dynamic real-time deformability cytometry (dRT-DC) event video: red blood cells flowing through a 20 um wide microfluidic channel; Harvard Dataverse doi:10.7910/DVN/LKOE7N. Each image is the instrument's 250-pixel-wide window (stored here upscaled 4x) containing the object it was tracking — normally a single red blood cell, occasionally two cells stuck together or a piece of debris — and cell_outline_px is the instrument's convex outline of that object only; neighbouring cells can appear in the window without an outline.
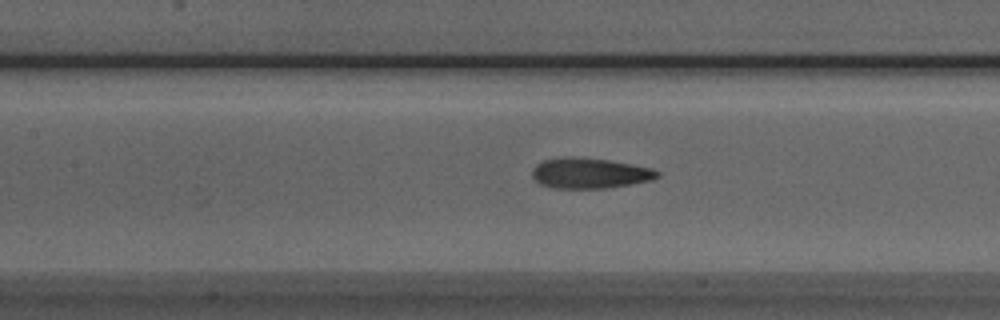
{"species": "Egyptian fruit bat (a non-hibernating species)", "species_latin": "Rousettus aegyptiacus", "temperature_condition": "room temperature", "stored_images_in_passage": 44, "camera_frame_rate_fps": 3000, "um_per_image_px": 0.085, "animal": {"sex": "male"}, "frame": {"image": 1, "passage_image": 22, "time_ms": 7.0, "image_size_px": [1000, 320], "cell_outline_px": [[660, 176], [652, 180], [632, 184], [608, 188], [552, 188], [540, 184], [532, 176], [532, 168], [536, 164], [544, 160], [564, 156], [572, 156], [608, 160], [632, 164], [652, 168], [660, 172]], "centroid_in_image_um": [50.13, 14.72], "position_along_channel_um": 157.3, "area_um2": 22.43}}
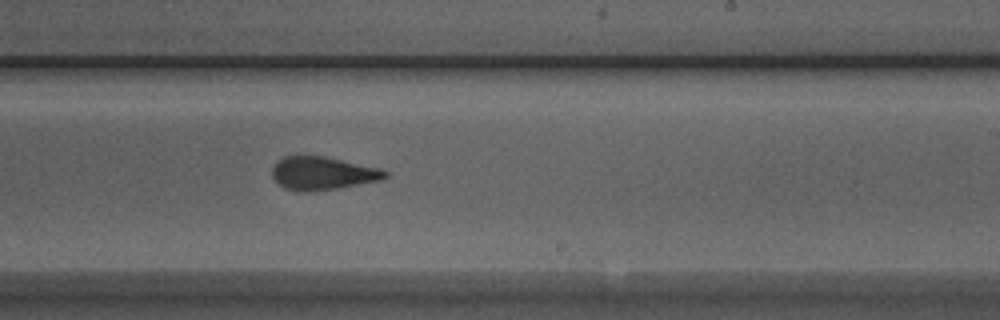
{"frame": {"image": 2, "passage_image": 30, "time_ms": 9.667, "image_size_px": [1000, 320], "cell_outline_px": [[388, 176], [380, 180], [336, 188], [312, 192], [300, 192], [284, 188], [272, 176], [272, 168], [284, 156], [324, 156], [380, 168], [388, 172]], "centroid_in_image_um": [27.42, 14.74], "position_along_channel_um": 261.6, "area_um2": 21.62}}
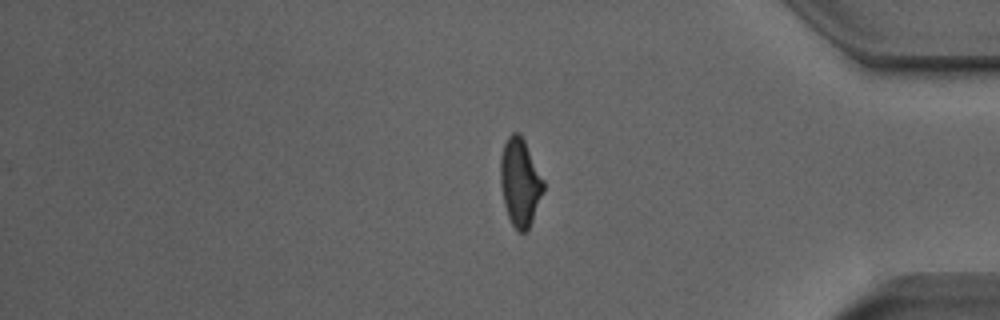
{"frame": {"image": 3, "passage_image": 42, "time_ms": 13.667, "image_size_px": [1000, 320], "cell_outline_px": [[544, 188], [528, 232], [520, 232], [512, 224], [508, 216], [504, 204], [500, 184], [500, 160], [504, 144], [508, 136], [512, 132], [520, 132], [544, 180]], "centroid_in_image_um": [44.19, 15.48], "position_along_channel_um": 391.0, "area_um2": 21.91}, "authors_computed_cell_mechanics": {"area_um2": 21.9062, "velocity_mm_per_s": 3.9261, "shape_relaxation_time_tau1_ms": 5.9585, "shape_relaxation_time_tau2_ms": 1.7197, "deformation_change_tau1": 0.1854, "deformation_change_tau2": 0.1056}}